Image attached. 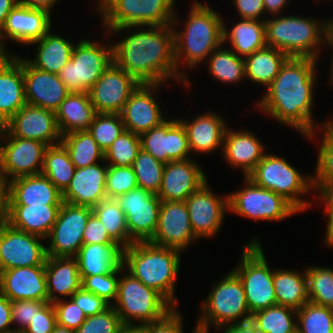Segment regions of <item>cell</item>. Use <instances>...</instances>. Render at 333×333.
Listing matches in <instances>:
<instances>
[{"instance_id": "obj_75", "label": "cell", "mask_w": 333, "mask_h": 333, "mask_svg": "<svg viewBox=\"0 0 333 333\" xmlns=\"http://www.w3.org/2000/svg\"><path fill=\"white\" fill-rule=\"evenodd\" d=\"M2 201V187L0 185V202Z\"/></svg>"}, {"instance_id": "obj_2", "label": "cell", "mask_w": 333, "mask_h": 333, "mask_svg": "<svg viewBox=\"0 0 333 333\" xmlns=\"http://www.w3.org/2000/svg\"><path fill=\"white\" fill-rule=\"evenodd\" d=\"M126 30L130 33L112 44L113 62L118 67L139 84L166 86L167 81L174 79L186 86L187 82L177 71L172 25L118 27L111 29L107 35Z\"/></svg>"}, {"instance_id": "obj_68", "label": "cell", "mask_w": 333, "mask_h": 333, "mask_svg": "<svg viewBox=\"0 0 333 333\" xmlns=\"http://www.w3.org/2000/svg\"><path fill=\"white\" fill-rule=\"evenodd\" d=\"M117 333H144V325L123 324Z\"/></svg>"}, {"instance_id": "obj_58", "label": "cell", "mask_w": 333, "mask_h": 333, "mask_svg": "<svg viewBox=\"0 0 333 333\" xmlns=\"http://www.w3.org/2000/svg\"><path fill=\"white\" fill-rule=\"evenodd\" d=\"M183 316L177 307L158 321L144 325V333H184Z\"/></svg>"}, {"instance_id": "obj_50", "label": "cell", "mask_w": 333, "mask_h": 333, "mask_svg": "<svg viewBox=\"0 0 333 333\" xmlns=\"http://www.w3.org/2000/svg\"><path fill=\"white\" fill-rule=\"evenodd\" d=\"M137 187V179L132 166L108 165L105 180L107 198L115 199Z\"/></svg>"}, {"instance_id": "obj_71", "label": "cell", "mask_w": 333, "mask_h": 333, "mask_svg": "<svg viewBox=\"0 0 333 333\" xmlns=\"http://www.w3.org/2000/svg\"><path fill=\"white\" fill-rule=\"evenodd\" d=\"M325 126L333 133V117L325 120Z\"/></svg>"}, {"instance_id": "obj_17", "label": "cell", "mask_w": 333, "mask_h": 333, "mask_svg": "<svg viewBox=\"0 0 333 333\" xmlns=\"http://www.w3.org/2000/svg\"><path fill=\"white\" fill-rule=\"evenodd\" d=\"M195 240L198 241V238L191 227L186 202L161 201L158 224L149 242L183 252Z\"/></svg>"}, {"instance_id": "obj_76", "label": "cell", "mask_w": 333, "mask_h": 333, "mask_svg": "<svg viewBox=\"0 0 333 333\" xmlns=\"http://www.w3.org/2000/svg\"><path fill=\"white\" fill-rule=\"evenodd\" d=\"M330 26L333 28V18L330 19Z\"/></svg>"}, {"instance_id": "obj_39", "label": "cell", "mask_w": 333, "mask_h": 333, "mask_svg": "<svg viewBox=\"0 0 333 333\" xmlns=\"http://www.w3.org/2000/svg\"><path fill=\"white\" fill-rule=\"evenodd\" d=\"M288 56L278 49L266 46L244 58L245 79L268 87L278 75L280 67Z\"/></svg>"}, {"instance_id": "obj_13", "label": "cell", "mask_w": 333, "mask_h": 333, "mask_svg": "<svg viewBox=\"0 0 333 333\" xmlns=\"http://www.w3.org/2000/svg\"><path fill=\"white\" fill-rule=\"evenodd\" d=\"M47 147L41 141L12 136L3 128L0 136L1 187L21 176L41 174Z\"/></svg>"}, {"instance_id": "obj_33", "label": "cell", "mask_w": 333, "mask_h": 333, "mask_svg": "<svg viewBox=\"0 0 333 333\" xmlns=\"http://www.w3.org/2000/svg\"><path fill=\"white\" fill-rule=\"evenodd\" d=\"M45 274L49 303L70 298L81 288V278L75 257L47 256Z\"/></svg>"}, {"instance_id": "obj_48", "label": "cell", "mask_w": 333, "mask_h": 333, "mask_svg": "<svg viewBox=\"0 0 333 333\" xmlns=\"http://www.w3.org/2000/svg\"><path fill=\"white\" fill-rule=\"evenodd\" d=\"M140 150V135L125 130L106 149L104 161L110 166H132Z\"/></svg>"}, {"instance_id": "obj_72", "label": "cell", "mask_w": 333, "mask_h": 333, "mask_svg": "<svg viewBox=\"0 0 333 333\" xmlns=\"http://www.w3.org/2000/svg\"><path fill=\"white\" fill-rule=\"evenodd\" d=\"M2 277H3V268L0 263V285H1Z\"/></svg>"}, {"instance_id": "obj_28", "label": "cell", "mask_w": 333, "mask_h": 333, "mask_svg": "<svg viewBox=\"0 0 333 333\" xmlns=\"http://www.w3.org/2000/svg\"><path fill=\"white\" fill-rule=\"evenodd\" d=\"M265 149V145L253 131H236L227 127L220 153L230 167L240 168L244 177H247L265 155Z\"/></svg>"}, {"instance_id": "obj_18", "label": "cell", "mask_w": 333, "mask_h": 333, "mask_svg": "<svg viewBox=\"0 0 333 333\" xmlns=\"http://www.w3.org/2000/svg\"><path fill=\"white\" fill-rule=\"evenodd\" d=\"M185 202L195 236L198 239L215 237L221 229L226 212L229 211L228 194L217 196L207 181Z\"/></svg>"}, {"instance_id": "obj_1", "label": "cell", "mask_w": 333, "mask_h": 333, "mask_svg": "<svg viewBox=\"0 0 333 333\" xmlns=\"http://www.w3.org/2000/svg\"><path fill=\"white\" fill-rule=\"evenodd\" d=\"M317 64L318 60L313 58L288 57L265 94L255 103L259 111L281 126H290L310 140L318 139L317 130L325 125V121L315 125L312 112L314 88L319 81Z\"/></svg>"}, {"instance_id": "obj_56", "label": "cell", "mask_w": 333, "mask_h": 333, "mask_svg": "<svg viewBox=\"0 0 333 333\" xmlns=\"http://www.w3.org/2000/svg\"><path fill=\"white\" fill-rule=\"evenodd\" d=\"M314 192L319 195V201L323 203L324 214H327L328 222L324 243L326 246L333 248V180L324 182H313Z\"/></svg>"}, {"instance_id": "obj_5", "label": "cell", "mask_w": 333, "mask_h": 333, "mask_svg": "<svg viewBox=\"0 0 333 333\" xmlns=\"http://www.w3.org/2000/svg\"><path fill=\"white\" fill-rule=\"evenodd\" d=\"M264 20L266 45L283 51L288 57H306L320 60L321 47L330 20H317L304 16H280Z\"/></svg>"}, {"instance_id": "obj_29", "label": "cell", "mask_w": 333, "mask_h": 333, "mask_svg": "<svg viewBox=\"0 0 333 333\" xmlns=\"http://www.w3.org/2000/svg\"><path fill=\"white\" fill-rule=\"evenodd\" d=\"M107 168L105 161H103V165L97 163L84 168H76L69 186L62 193L63 202L93 208L106 199Z\"/></svg>"}, {"instance_id": "obj_9", "label": "cell", "mask_w": 333, "mask_h": 333, "mask_svg": "<svg viewBox=\"0 0 333 333\" xmlns=\"http://www.w3.org/2000/svg\"><path fill=\"white\" fill-rule=\"evenodd\" d=\"M121 275L117 297L112 306L123 324L135 325L133 321H137V325L155 322L174 308L155 289L147 287L128 273L123 265Z\"/></svg>"}, {"instance_id": "obj_25", "label": "cell", "mask_w": 333, "mask_h": 333, "mask_svg": "<svg viewBox=\"0 0 333 333\" xmlns=\"http://www.w3.org/2000/svg\"><path fill=\"white\" fill-rule=\"evenodd\" d=\"M2 205H62V193L44 175L21 176L2 187Z\"/></svg>"}, {"instance_id": "obj_42", "label": "cell", "mask_w": 333, "mask_h": 333, "mask_svg": "<svg viewBox=\"0 0 333 333\" xmlns=\"http://www.w3.org/2000/svg\"><path fill=\"white\" fill-rule=\"evenodd\" d=\"M61 143L67 149L75 168H84L104 161V151L89 131L67 133L62 136Z\"/></svg>"}, {"instance_id": "obj_35", "label": "cell", "mask_w": 333, "mask_h": 333, "mask_svg": "<svg viewBox=\"0 0 333 333\" xmlns=\"http://www.w3.org/2000/svg\"><path fill=\"white\" fill-rule=\"evenodd\" d=\"M96 114L86 92H70L55 112L62 136L76 131H88Z\"/></svg>"}, {"instance_id": "obj_46", "label": "cell", "mask_w": 333, "mask_h": 333, "mask_svg": "<svg viewBox=\"0 0 333 333\" xmlns=\"http://www.w3.org/2000/svg\"><path fill=\"white\" fill-rule=\"evenodd\" d=\"M297 330L300 333H333V309L305 303L297 310Z\"/></svg>"}, {"instance_id": "obj_61", "label": "cell", "mask_w": 333, "mask_h": 333, "mask_svg": "<svg viewBox=\"0 0 333 333\" xmlns=\"http://www.w3.org/2000/svg\"><path fill=\"white\" fill-rule=\"evenodd\" d=\"M240 19L265 20L263 0H232Z\"/></svg>"}, {"instance_id": "obj_64", "label": "cell", "mask_w": 333, "mask_h": 333, "mask_svg": "<svg viewBox=\"0 0 333 333\" xmlns=\"http://www.w3.org/2000/svg\"><path fill=\"white\" fill-rule=\"evenodd\" d=\"M59 0H17L19 5L32 9H42L51 14L53 7Z\"/></svg>"}, {"instance_id": "obj_15", "label": "cell", "mask_w": 333, "mask_h": 333, "mask_svg": "<svg viewBox=\"0 0 333 333\" xmlns=\"http://www.w3.org/2000/svg\"><path fill=\"white\" fill-rule=\"evenodd\" d=\"M123 210L129 237L133 242H148L155 234L161 200L137 187L115 198Z\"/></svg>"}, {"instance_id": "obj_26", "label": "cell", "mask_w": 333, "mask_h": 333, "mask_svg": "<svg viewBox=\"0 0 333 333\" xmlns=\"http://www.w3.org/2000/svg\"><path fill=\"white\" fill-rule=\"evenodd\" d=\"M23 78L26 102L54 112L59 108L70 91L57 74L33 67L23 58Z\"/></svg>"}, {"instance_id": "obj_40", "label": "cell", "mask_w": 333, "mask_h": 333, "mask_svg": "<svg viewBox=\"0 0 333 333\" xmlns=\"http://www.w3.org/2000/svg\"><path fill=\"white\" fill-rule=\"evenodd\" d=\"M222 43L207 58L208 73L221 83L239 84L245 77V61ZM239 82V83H238Z\"/></svg>"}, {"instance_id": "obj_10", "label": "cell", "mask_w": 333, "mask_h": 333, "mask_svg": "<svg viewBox=\"0 0 333 333\" xmlns=\"http://www.w3.org/2000/svg\"><path fill=\"white\" fill-rule=\"evenodd\" d=\"M260 241L254 236L241 248V262L232 270L243 284L251 315L277 305L273 286L274 270L268 266Z\"/></svg>"}, {"instance_id": "obj_7", "label": "cell", "mask_w": 333, "mask_h": 333, "mask_svg": "<svg viewBox=\"0 0 333 333\" xmlns=\"http://www.w3.org/2000/svg\"><path fill=\"white\" fill-rule=\"evenodd\" d=\"M247 178L257 186L284 197L299 212H306L312 206L313 202L301 198L314 191L312 175L300 173L282 156L266 152Z\"/></svg>"}, {"instance_id": "obj_53", "label": "cell", "mask_w": 333, "mask_h": 333, "mask_svg": "<svg viewBox=\"0 0 333 333\" xmlns=\"http://www.w3.org/2000/svg\"><path fill=\"white\" fill-rule=\"evenodd\" d=\"M122 326L121 318L110 306L104 312L87 317L75 333H117Z\"/></svg>"}, {"instance_id": "obj_55", "label": "cell", "mask_w": 333, "mask_h": 333, "mask_svg": "<svg viewBox=\"0 0 333 333\" xmlns=\"http://www.w3.org/2000/svg\"><path fill=\"white\" fill-rule=\"evenodd\" d=\"M46 302L35 300L11 301V324L16 325L15 333H22L31 319Z\"/></svg>"}, {"instance_id": "obj_59", "label": "cell", "mask_w": 333, "mask_h": 333, "mask_svg": "<svg viewBox=\"0 0 333 333\" xmlns=\"http://www.w3.org/2000/svg\"><path fill=\"white\" fill-rule=\"evenodd\" d=\"M70 298L83 310L86 317L104 312L111 306L103 298L92 292L85 291L82 287Z\"/></svg>"}, {"instance_id": "obj_4", "label": "cell", "mask_w": 333, "mask_h": 333, "mask_svg": "<svg viewBox=\"0 0 333 333\" xmlns=\"http://www.w3.org/2000/svg\"><path fill=\"white\" fill-rule=\"evenodd\" d=\"M181 251L154 245L148 242H134L123 248L122 265L133 277L147 287L155 289L173 307H177L175 293L181 266Z\"/></svg>"}, {"instance_id": "obj_66", "label": "cell", "mask_w": 333, "mask_h": 333, "mask_svg": "<svg viewBox=\"0 0 333 333\" xmlns=\"http://www.w3.org/2000/svg\"><path fill=\"white\" fill-rule=\"evenodd\" d=\"M17 0H0V29L9 12L17 5Z\"/></svg>"}, {"instance_id": "obj_34", "label": "cell", "mask_w": 333, "mask_h": 333, "mask_svg": "<svg viewBox=\"0 0 333 333\" xmlns=\"http://www.w3.org/2000/svg\"><path fill=\"white\" fill-rule=\"evenodd\" d=\"M122 251L118 244H83L75 256L81 281L86 276L114 272L122 264Z\"/></svg>"}, {"instance_id": "obj_36", "label": "cell", "mask_w": 333, "mask_h": 333, "mask_svg": "<svg viewBox=\"0 0 333 333\" xmlns=\"http://www.w3.org/2000/svg\"><path fill=\"white\" fill-rule=\"evenodd\" d=\"M239 21L231 30L223 21V43L229 42L228 45L234 53L245 58L267 46L264 20L242 19Z\"/></svg>"}, {"instance_id": "obj_27", "label": "cell", "mask_w": 333, "mask_h": 333, "mask_svg": "<svg viewBox=\"0 0 333 333\" xmlns=\"http://www.w3.org/2000/svg\"><path fill=\"white\" fill-rule=\"evenodd\" d=\"M0 293L10 301L48 302L45 265L3 270Z\"/></svg>"}, {"instance_id": "obj_31", "label": "cell", "mask_w": 333, "mask_h": 333, "mask_svg": "<svg viewBox=\"0 0 333 333\" xmlns=\"http://www.w3.org/2000/svg\"><path fill=\"white\" fill-rule=\"evenodd\" d=\"M184 126L191 153L210 154L223 149L227 124L223 116L207 111L198 114L192 121L177 118Z\"/></svg>"}, {"instance_id": "obj_22", "label": "cell", "mask_w": 333, "mask_h": 333, "mask_svg": "<svg viewBox=\"0 0 333 333\" xmlns=\"http://www.w3.org/2000/svg\"><path fill=\"white\" fill-rule=\"evenodd\" d=\"M3 127L15 137L41 141L48 146L61 143L55 112L42 107L25 104Z\"/></svg>"}, {"instance_id": "obj_3", "label": "cell", "mask_w": 333, "mask_h": 333, "mask_svg": "<svg viewBox=\"0 0 333 333\" xmlns=\"http://www.w3.org/2000/svg\"><path fill=\"white\" fill-rule=\"evenodd\" d=\"M190 4L192 5L189 15L183 24L185 27L182 30L175 28L180 23L177 14L172 22L177 71L187 82L186 87L188 86V88L190 81L186 72H183L184 69L186 71V66L188 70L195 69L203 64L209 55L223 43L224 21L222 15L212 10L207 4L200 1H193ZM182 65H186L185 68Z\"/></svg>"}, {"instance_id": "obj_73", "label": "cell", "mask_w": 333, "mask_h": 333, "mask_svg": "<svg viewBox=\"0 0 333 333\" xmlns=\"http://www.w3.org/2000/svg\"><path fill=\"white\" fill-rule=\"evenodd\" d=\"M2 219V202H0V220Z\"/></svg>"}, {"instance_id": "obj_47", "label": "cell", "mask_w": 333, "mask_h": 333, "mask_svg": "<svg viewBox=\"0 0 333 333\" xmlns=\"http://www.w3.org/2000/svg\"><path fill=\"white\" fill-rule=\"evenodd\" d=\"M165 164L141 149L132 165L137 179V186L153 194H158Z\"/></svg>"}, {"instance_id": "obj_20", "label": "cell", "mask_w": 333, "mask_h": 333, "mask_svg": "<svg viewBox=\"0 0 333 333\" xmlns=\"http://www.w3.org/2000/svg\"><path fill=\"white\" fill-rule=\"evenodd\" d=\"M164 84H139L131 93L128 101L120 112L125 129L134 134L144 132L160 126L169 117L164 116V111L155 98L158 90ZM161 86V87H160Z\"/></svg>"}, {"instance_id": "obj_12", "label": "cell", "mask_w": 333, "mask_h": 333, "mask_svg": "<svg viewBox=\"0 0 333 333\" xmlns=\"http://www.w3.org/2000/svg\"><path fill=\"white\" fill-rule=\"evenodd\" d=\"M228 208L255 221H282L299 211L284 197L244 177L243 188L228 193Z\"/></svg>"}, {"instance_id": "obj_67", "label": "cell", "mask_w": 333, "mask_h": 333, "mask_svg": "<svg viewBox=\"0 0 333 333\" xmlns=\"http://www.w3.org/2000/svg\"><path fill=\"white\" fill-rule=\"evenodd\" d=\"M328 47L330 49H332L333 52V28L330 26L326 35V39H325V48ZM331 70H330V76H329V80L332 85H333V53H332V59H331Z\"/></svg>"}, {"instance_id": "obj_69", "label": "cell", "mask_w": 333, "mask_h": 333, "mask_svg": "<svg viewBox=\"0 0 333 333\" xmlns=\"http://www.w3.org/2000/svg\"><path fill=\"white\" fill-rule=\"evenodd\" d=\"M11 54L10 50L7 51L6 46L2 43L0 38V62L6 60Z\"/></svg>"}, {"instance_id": "obj_21", "label": "cell", "mask_w": 333, "mask_h": 333, "mask_svg": "<svg viewBox=\"0 0 333 333\" xmlns=\"http://www.w3.org/2000/svg\"><path fill=\"white\" fill-rule=\"evenodd\" d=\"M140 139L141 149L164 164L191 158L186 130L177 118L142 133Z\"/></svg>"}, {"instance_id": "obj_16", "label": "cell", "mask_w": 333, "mask_h": 333, "mask_svg": "<svg viewBox=\"0 0 333 333\" xmlns=\"http://www.w3.org/2000/svg\"><path fill=\"white\" fill-rule=\"evenodd\" d=\"M44 238L13 228L0 220V263L3 270L45 265L47 259Z\"/></svg>"}, {"instance_id": "obj_38", "label": "cell", "mask_w": 333, "mask_h": 333, "mask_svg": "<svg viewBox=\"0 0 333 333\" xmlns=\"http://www.w3.org/2000/svg\"><path fill=\"white\" fill-rule=\"evenodd\" d=\"M273 286L277 305L298 310L309 302L305 270L274 269Z\"/></svg>"}, {"instance_id": "obj_30", "label": "cell", "mask_w": 333, "mask_h": 333, "mask_svg": "<svg viewBox=\"0 0 333 333\" xmlns=\"http://www.w3.org/2000/svg\"><path fill=\"white\" fill-rule=\"evenodd\" d=\"M25 104L23 57L13 53L0 62V122L4 125Z\"/></svg>"}, {"instance_id": "obj_8", "label": "cell", "mask_w": 333, "mask_h": 333, "mask_svg": "<svg viewBox=\"0 0 333 333\" xmlns=\"http://www.w3.org/2000/svg\"><path fill=\"white\" fill-rule=\"evenodd\" d=\"M176 0H98L102 28L172 25ZM98 4V5H97Z\"/></svg>"}, {"instance_id": "obj_32", "label": "cell", "mask_w": 333, "mask_h": 333, "mask_svg": "<svg viewBox=\"0 0 333 333\" xmlns=\"http://www.w3.org/2000/svg\"><path fill=\"white\" fill-rule=\"evenodd\" d=\"M61 205H2V218L13 228L48 237Z\"/></svg>"}, {"instance_id": "obj_11", "label": "cell", "mask_w": 333, "mask_h": 333, "mask_svg": "<svg viewBox=\"0 0 333 333\" xmlns=\"http://www.w3.org/2000/svg\"><path fill=\"white\" fill-rule=\"evenodd\" d=\"M112 62V43L82 39L75 42L71 58L58 76L70 92L88 93Z\"/></svg>"}, {"instance_id": "obj_43", "label": "cell", "mask_w": 333, "mask_h": 333, "mask_svg": "<svg viewBox=\"0 0 333 333\" xmlns=\"http://www.w3.org/2000/svg\"><path fill=\"white\" fill-rule=\"evenodd\" d=\"M93 213L99 218L109 236L122 248L134 243L126 226L123 210L114 198H106L93 208Z\"/></svg>"}, {"instance_id": "obj_41", "label": "cell", "mask_w": 333, "mask_h": 333, "mask_svg": "<svg viewBox=\"0 0 333 333\" xmlns=\"http://www.w3.org/2000/svg\"><path fill=\"white\" fill-rule=\"evenodd\" d=\"M75 169V165L62 143L47 147L41 174L46 176L61 193L69 186Z\"/></svg>"}, {"instance_id": "obj_70", "label": "cell", "mask_w": 333, "mask_h": 333, "mask_svg": "<svg viewBox=\"0 0 333 333\" xmlns=\"http://www.w3.org/2000/svg\"><path fill=\"white\" fill-rule=\"evenodd\" d=\"M51 333H75V330L56 324Z\"/></svg>"}, {"instance_id": "obj_14", "label": "cell", "mask_w": 333, "mask_h": 333, "mask_svg": "<svg viewBox=\"0 0 333 333\" xmlns=\"http://www.w3.org/2000/svg\"><path fill=\"white\" fill-rule=\"evenodd\" d=\"M92 213L91 207L63 202L46 238L50 240L46 246L47 256L75 257L83 245V232Z\"/></svg>"}, {"instance_id": "obj_57", "label": "cell", "mask_w": 333, "mask_h": 333, "mask_svg": "<svg viewBox=\"0 0 333 333\" xmlns=\"http://www.w3.org/2000/svg\"><path fill=\"white\" fill-rule=\"evenodd\" d=\"M56 325L53 303L46 302L22 333H51Z\"/></svg>"}, {"instance_id": "obj_62", "label": "cell", "mask_w": 333, "mask_h": 333, "mask_svg": "<svg viewBox=\"0 0 333 333\" xmlns=\"http://www.w3.org/2000/svg\"><path fill=\"white\" fill-rule=\"evenodd\" d=\"M11 326V301L0 293V333H15Z\"/></svg>"}, {"instance_id": "obj_63", "label": "cell", "mask_w": 333, "mask_h": 333, "mask_svg": "<svg viewBox=\"0 0 333 333\" xmlns=\"http://www.w3.org/2000/svg\"><path fill=\"white\" fill-rule=\"evenodd\" d=\"M217 330H222L223 333H261L251 322V320L237 324L225 325L218 328Z\"/></svg>"}, {"instance_id": "obj_19", "label": "cell", "mask_w": 333, "mask_h": 333, "mask_svg": "<svg viewBox=\"0 0 333 333\" xmlns=\"http://www.w3.org/2000/svg\"><path fill=\"white\" fill-rule=\"evenodd\" d=\"M138 85L130 74L112 62L88 94L97 113L120 114Z\"/></svg>"}, {"instance_id": "obj_37", "label": "cell", "mask_w": 333, "mask_h": 333, "mask_svg": "<svg viewBox=\"0 0 333 333\" xmlns=\"http://www.w3.org/2000/svg\"><path fill=\"white\" fill-rule=\"evenodd\" d=\"M51 30L40 40L31 43V45L36 44L38 48L34 60L27 59V61L36 69L58 75L70 60L74 43L60 35L51 33Z\"/></svg>"}, {"instance_id": "obj_60", "label": "cell", "mask_w": 333, "mask_h": 333, "mask_svg": "<svg viewBox=\"0 0 333 333\" xmlns=\"http://www.w3.org/2000/svg\"><path fill=\"white\" fill-rule=\"evenodd\" d=\"M117 244L107 233L99 218L92 213L83 232V244Z\"/></svg>"}, {"instance_id": "obj_65", "label": "cell", "mask_w": 333, "mask_h": 333, "mask_svg": "<svg viewBox=\"0 0 333 333\" xmlns=\"http://www.w3.org/2000/svg\"><path fill=\"white\" fill-rule=\"evenodd\" d=\"M290 0H263L265 15L276 16L283 13V9L289 4ZM288 3V4H287Z\"/></svg>"}, {"instance_id": "obj_49", "label": "cell", "mask_w": 333, "mask_h": 333, "mask_svg": "<svg viewBox=\"0 0 333 333\" xmlns=\"http://www.w3.org/2000/svg\"><path fill=\"white\" fill-rule=\"evenodd\" d=\"M120 114L97 113L88 131L105 152L112 142L125 131Z\"/></svg>"}, {"instance_id": "obj_44", "label": "cell", "mask_w": 333, "mask_h": 333, "mask_svg": "<svg viewBox=\"0 0 333 333\" xmlns=\"http://www.w3.org/2000/svg\"><path fill=\"white\" fill-rule=\"evenodd\" d=\"M297 310L275 305L255 312L251 322L261 333H293L297 327Z\"/></svg>"}, {"instance_id": "obj_24", "label": "cell", "mask_w": 333, "mask_h": 333, "mask_svg": "<svg viewBox=\"0 0 333 333\" xmlns=\"http://www.w3.org/2000/svg\"><path fill=\"white\" fill-rule=\"evenodd\" d=\"M49 12L42 9H32L17 4L8 14L0 29V38L10 39L19 44L29 45L40 40L52 29V18Z\"/></svg>"}, {"instance_id": "obj_45", "label": "cell", "mask_w": 333, "mask_h": 333, "mask_svg": "<svg viewBox=\"0 0 333 333\" xmlns=\"http://www.w3.org/2000/svg\"><path fill=\"white\" fill-rule=\"evenodd\" d=\"M309 302L333 308V269L309 266L305 268Z\"/></svg>"}, {"instance_id": "obj_23", "label": "cell", "mask_w": 333, "mask_h": 333, "mask_svg": "<svg viewBox=\"0 0 333 333\" xmlns=\"http://www.w3.org/2000/svg\"><path fill=\"white\" fill-rule=\"evenodd\" d=\"M201 166L193 158L165 164L158 198L161 201H186L208 181Z\"/></svg>"}, {"instance_id": "obj_74", "label": "cell", "mask_w": 333, "mask_h": 333, "mask_svg": "<svg viewBox=\"0 0 333 333\" xmlns=\"http://www.w3.org/2000/svg\"><path fill=\"white\" fill-rule=\"evenodd\" d=\"M3 124L0 122V136H1V133H2V130H3Z\"/></svg>"}, {"instance_id": "obj_51", "label": "cell", "mask_w": 333, "mask_h": 333, "mask_svg": "<svg viewBox=\"0 0 333 333\" xmlns=\"http://www.w3.org/2000/svg\"><path fill=\"white\" fill-rule=\"evenodd\" d=\"M122 272V264L112 273L86 276L81 281V287L88 292L103 298L111 306L117 297L118 281Z\"/></svg>"}, {"instance_id": "obj_54", "label": "cell", "mask_w": 333, "mask_h": 333, "mask_svg": "<svg viewBox=\"0 0 333 333\" xmlns=\"http://www.w3.org/2000/svg\"><path fill=\"white\" fill-rule=\"evenodd\" d=\"M56 324L73 330L78 329L87 318L83 310L71 299H62L53 303Z\"/></svg>"}, {"instance_id": "obj_77", "label": "cell", "mask_w": 333, "mask_h": 333, "mask_svg": "<svg viewBox=\"0 0 333 333\" xmlns=\"http://www.w3.org/2000/svg\"><path fill=\"white\" fill-rule=\"evenodd\" d=\"M293 333H300L297 329Z\"/></svg>"}, {"instance_id": "obj_52", "label": "cell", "mask_w": 333, "mask_h": 333, "mask_svg": "<svg viewBox=\"0 0 333 333\" xmlns=\"http://www.w3.org/2000/svg\"><path fill=\"white\" fill-rule=\"evenodd\" d=\"M319 130L322 132V140H317V143L320 142V144L312 182L333 180V133L325 125Z\"/></svg>"}, {"instance_id": "obj_6", "label": "cell", "mask_w": 333, "mask_h": 333, "mask_svg": "<svg viewBox=\"0 0 333 333\" xmlns=\"http://www.w3.org/2000/svg\"><path fill=\"white\" fill-rule=\"evenodd\" d=\"M211 288L207 299L200 304L201 315L194 329L209 332L212 327L218 329L251 319L243 284L232 270Z\"/></svg>"}]
</instances>
